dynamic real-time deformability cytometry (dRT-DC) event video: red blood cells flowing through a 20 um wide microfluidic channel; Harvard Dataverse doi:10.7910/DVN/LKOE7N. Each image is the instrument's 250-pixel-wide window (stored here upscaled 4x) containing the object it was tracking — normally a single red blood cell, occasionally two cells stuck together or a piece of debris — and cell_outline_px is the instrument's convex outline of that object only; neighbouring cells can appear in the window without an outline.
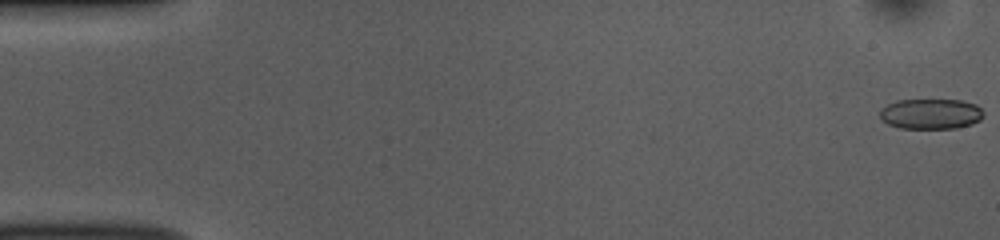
{"species": "common noctule bat (a hibernating species)", "species_latin": "Nyctalus noctula", "temperature_condition": "room temperature", "stored_images_in_passage": 53, "camera_frame_rate_fps": 3000, "um_per_image_px": 0.085, "animal": {"sex": "female", "body_mass_g": 10.0, "forearm_length_mm": 53.1}, "frame": {"image": 1, "passage_image": 1, "time_ms": 0.0, "image_size_px": [1000, 240], "cell_outline_px": [[984, 116], [980, 120], [972, 124], [956, 128], [900, 128], [888, 124], [880, 116], [880, 108], [896, 100], [960, 100], [976, 104], [984, 112]], "centroid_in_image_um": [79.14, 9.67], "position_along_channel_um": 5.9, "area_um2": 18.38}}
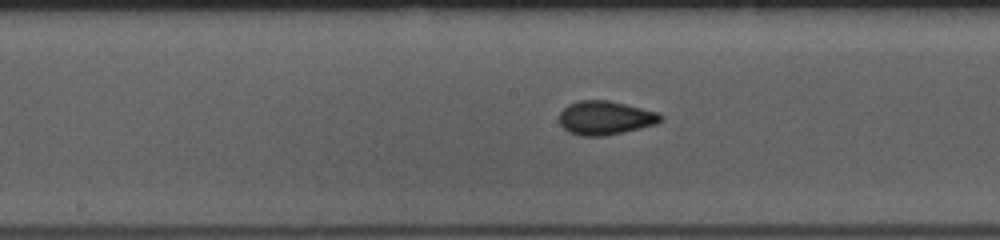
{"frame": {"image": 2, "passage_image": 27, "time_ms": 8.667, "image_size_px": [1000, 240], "cell_outline_px": [[664, 120], [656, 124], [624, 132], [604, 136], [580, 136], [568, 132], [560, 124], [560, 112], [568, 104], [580, 100], [608, 100], [660, 112], [664, 116]], "centroid_in_image_um": [51.48, 10.02], "position_along_channel_um": 196.7, "area_um2": 20.17}}
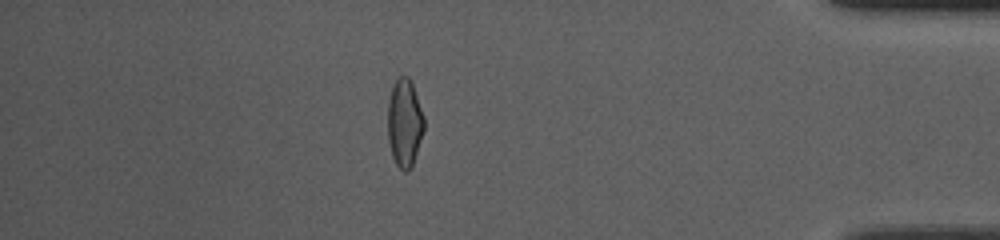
{"frame": {"image": 3, "passage_image": 46, "time_ms": 15.0, "image_size_px": [1000, 240], "cell_outline_px": [[424, 128], [412, 164], [408, 172], [404, 172], [396, 164], [392, 156], [388, 140], [388, 100], [392, 84], [400, 76], [408, 76], [412, 84], [424, 116]], "centroid_in_image_um": [34.36, 10.43], "position_along_channel_um": 400.8, "area_um2": 18.44}, "authors_computed_cell_mechanics": {"area_um2": 19.1896, "velocity_mm_per_s": 3.8473, "shape_relaxation_time_tau1_ms": null, "shape_relaxation_time_tau2_ms": 1.397, "deformation_change_tau1": null, "deformation_change_tau2": 0.0594}}